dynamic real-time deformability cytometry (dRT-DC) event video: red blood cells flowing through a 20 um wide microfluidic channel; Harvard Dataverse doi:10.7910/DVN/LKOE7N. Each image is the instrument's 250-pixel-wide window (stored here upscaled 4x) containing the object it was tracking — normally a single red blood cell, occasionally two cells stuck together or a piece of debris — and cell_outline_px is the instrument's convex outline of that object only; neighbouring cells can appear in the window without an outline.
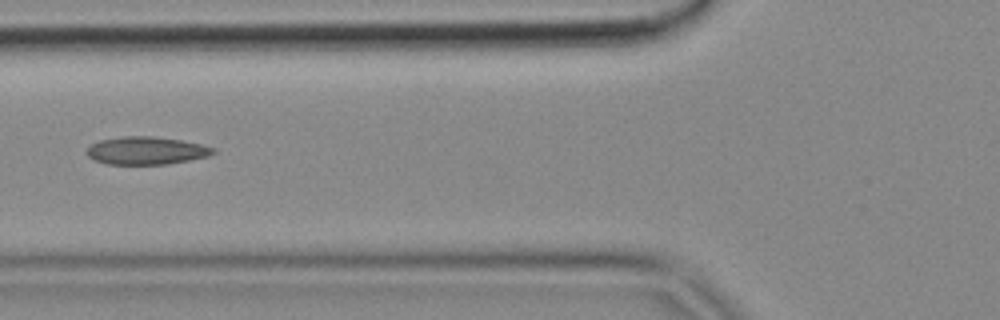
{"species": "common noctule bat (a hibernating species)", "species_latin": "Nyctalus noctula", "temperature_condition": "cold", "stored_images_in_passage": 5, "camera_frame_rate_fps": 3000, "um_per_image_px": 0.085, "animal": {"sex": "female", "body_mass_g": 18.4}, "frame": {"image": 1, "passage_image": 5, "time_ms": 1.333, "image_size_px": [1000, 320], "cell_outline_px": [[216, 152], [208, 156], [188, 160], [164, 164], [108, 164], [92, 160], [88, 156], [88, 148], [92, 144], [100, 140], [124, 136], [152, 136], [180, 140], [200, 144], [216, 148]], "centroid_in_image_um": [12.43, 12.8], "position_along_channel_um": 113.4, "area_um2": 20.29}}